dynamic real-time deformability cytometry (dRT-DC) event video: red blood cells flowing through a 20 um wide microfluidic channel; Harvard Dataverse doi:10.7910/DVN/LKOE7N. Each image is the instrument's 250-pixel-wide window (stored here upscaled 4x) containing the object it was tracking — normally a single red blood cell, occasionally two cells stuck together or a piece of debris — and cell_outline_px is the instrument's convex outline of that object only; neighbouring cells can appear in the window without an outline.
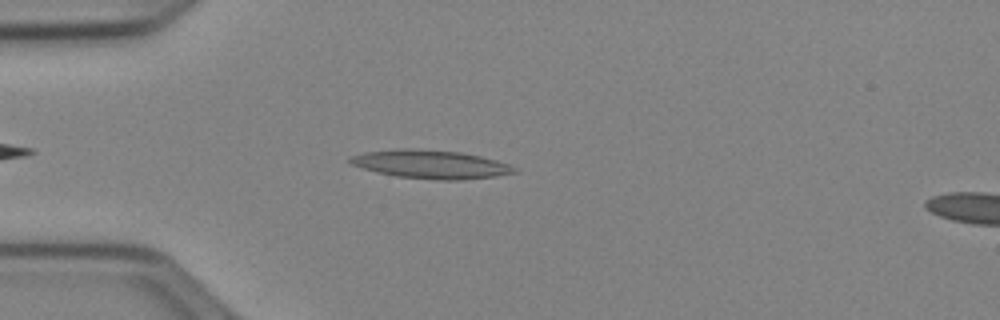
{"species": "Egyptian fruit bat (a non-hibernating species)", "species_latin": "Rousettus aegyptiacus", "temperature_condition": "cold", "stored_images_in_passage": 39, "camera_frame_rate_fps": 3000, "um_per_image_px": 0.085, "animal": {"sex": "female"}, "frame": {"image": 1, "passage_image": 5, "time_ms": 1.333, "image_size_px": [1000, 320], "cell_outline_px": [[516, 172], [496, 176], [464, 180], [436, 180], [396, 176], [376, 172], [352, 164], [348, 160], [348, 156], [364, 152], [400, 148], [408, 148], [460, 152], [480, 156], [496, 160], [508, 164], [516, 168]], "centroid_in_image_um": [36.59, 13.96], "position_along_channel_um": 48.4, "area_um2": 27.22}}
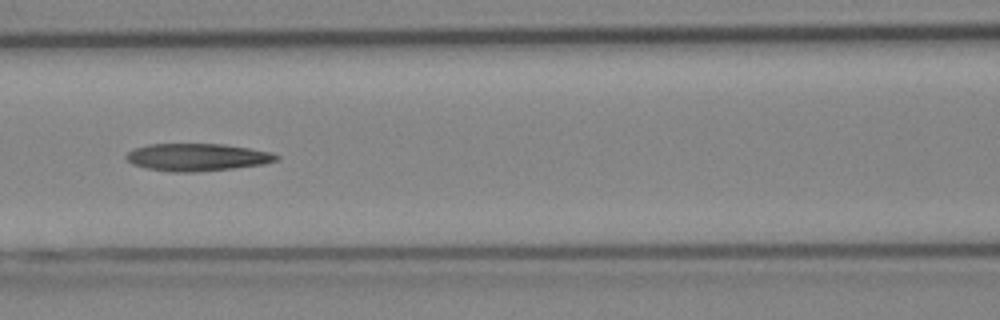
{"frame": {"image": 2, "passage_image": 14, "time_ms": 4.333, "image_size_px": [1000, 320], "cell_outline_px": [[280, 160], [264, 164], [232, 168], [196, 172], [172, 172], [144, 168], [132, 164], [124, 156], [128, 152], [136, 148], [148, 144], [224, 144], [272, 152], [280, 156]], "centroid_in_image_um": [16.77, 13.36], "position_along_channel_um": 149.8, "area_um2": 24.1}}
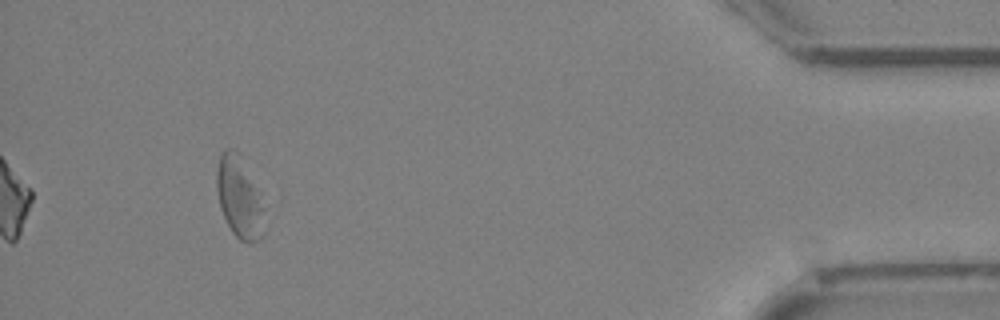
{"frame": {"image": 3, "passage_image": 39, "time_ms": 12.667, "image_size_px": [1000, 320], "cell_outline_px": [[264, 232], [260, 240], [252, 244], [248, 244], [240, 240], [232, 232], [220, 208], [216, 188], [216, 172], [220, 156], [228, 148], [232, 148], [260, 192], [264, 208]], "centroid_in_image_um": [20.36, 16.9], "position_along_channel_um": 414.8, "area_um2": 22.31}}